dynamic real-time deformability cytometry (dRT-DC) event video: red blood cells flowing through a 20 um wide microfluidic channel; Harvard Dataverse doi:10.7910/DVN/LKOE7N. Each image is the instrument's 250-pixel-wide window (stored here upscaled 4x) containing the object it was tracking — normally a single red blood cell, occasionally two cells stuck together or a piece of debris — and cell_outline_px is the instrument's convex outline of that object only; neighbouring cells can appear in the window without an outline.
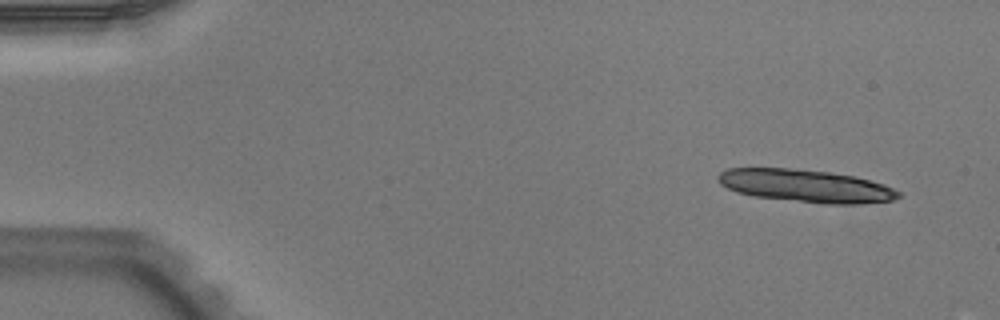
{"species": "Egyptian fruit bat (a non-hibernating species)", "species_latin": "Rousettus aegyptiacus", "temperature_condition": "warm", "stored_images_in_passage": 12, "camera_frame_rate_fps": 3000, "um_per_image_px": 0.085, "animal": {"sex": "male"}, "frame": {"image": 1, "passage_image": 1, "time_ms": 0.0, "image_size_px": [1000, 320], "cell_outline_px": [[904, 196], [892, 200], [860, 204], [828, 204], [756, 196], [736, 192], [720, 184], [716, 180], [716, 176], [720, 172], [728, 168], [792, 168], [828, 172], [856, 176], [884, 184], [900, 192]], "centroid_in_image_um": [68.51, 15.79], "position_along_channel_um": 16.5, "area_um2": 34.39}}